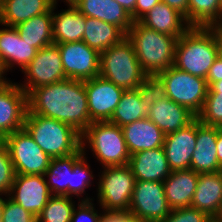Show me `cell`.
I'll return each mask as SVG.
<instances>
[{
	"instance_id": "18",
	"label": "cell",
	"mask_w": 222,
	"mask_h": 222,
	"mask_svg": "<svg viewBox=\"0 0 222 222\" xmlns=\"http://www.w3.org/2000/svg\"><path fill=\"white\" fill-rule=\"evenodd\" d=\"M128 166L136 181L163 182L172 172L163 147L132 154Z\"/></svg>"
},
{
	"instance_id": "25",
	"label": "cell",
	"mask_w": 222,
	"mask_h": 222,
	"mask_svg": "<svg viewBox=\"0 0 222 222\" xmlns=\"http://www.w3.org/2000/svg\"><path fill=\"white\" fill-rule=\"evenodd\" d=\"M199 173L191 169L172 171L163 181L166 200L171 209L190 207Z\"/></svg>"
},
{
	"instance_id": "47",
	"label": "cell",
	"mask_w": 222,
	"mask_h": 222,
	"mask_svg": "<svg viewBox=\"0 0 222 222\" xmlns=\"http://www.w3.org/2000/svg\"><path fill=\"white\" fill-rule=\"evenodd\" d=\"M216 147L218 162L222 166V128L218 131L217 134Z\"/></svg>"
},
{
	"instance_id": "9",
	"label": "cell",
	"mask_w": 222,
	"mask_h": 222,
	"mask_svg": "<svg viewBox=\"0 0 222 222\" xmlns=\"http://www.w3.org/2000/svg\"><path fill=\"white\" fill-rule=\"evenodd\" d=\"M15 174L44 175L52 158L46 154L23 128L3 138Z\"/></svg>"
},
{
	"instance_id": "37",
	"label": "cell",
	"mask_w": 222,
	"mask_h": 222,
	"mask_svg": "<svg viewBox=\"0 0 222 222\" xmlns=\"http://www.w3.org/2000/svg\"><path fill=\"white\" fill-rule=\"evenodd\" d=\"M15 170L4 143L0 145V195L8 196L15 178Z\"/></svg>"
},
{
	"instance_id": "54",
	"label": "cell",
	"mask_w": 222,
	"mask_h": 222,
	"mask_svg": "<svg viewBox=\"0 0 222 222\" xmlns=\"http://www.w3.org/2000/svg\"><path fill=\"white\" fill-rule=\"evenodd\" d=\"M131 222H144V221H139V220H132Z\"/></svg>"
},
{
	"instance_id": "48",
	"label": "cell",
	"mask_w": 222,
	"mask_h": 222,
	"mask_svg": "<svg viewBox=\"0 0 222 222\" xmlns=\"http://www.w3.org/2000/svg\"><path fill=\"white\" fill-rule=\"evenodd\" d=\"M6 73L7 72H6V70H5L3 64L0 60V86L8 84L11 81V80H7L5 77H3V76H5L4 74H6Z\"/></svg>"
},
{
	"instance_id": "43",
	"label": "cell",
	"mask_w": 222,
	"mask_h": 222,
	"mask_svg": "<svg viewBox=\"0 0 222 222\" xmlns=\"http://www.w3.org/2000/svg\"><path fill=\"white\" fill-rule=\"evenodd\" d=\"M220 80H222V60L217 57L212 67L209 69L206 81L209 86L211 83H215Z\"/></svg>"
},
{
	"instance_id": "24",
	"label": "cell",
	"mask_w": 222,
	"mask_h": 222,
	"mask_svg": "<svg viewBox=\"0 0 222 222\" xmlns=\"http://www.w3.org/2000/svg\"><path fill=\"white\" fill-rule=\"evenodd\" d=\"M121 128L130 155L163 147L166 135L148 117Z\"/></svg>"
},
{
	"instance_id": "31",
	"label": "cell",
	"mask_w": 222,
	"mask_h": 222,
	"mask_svg": "<svg viewBox=\"0 0 222 222\" xmlns=\"http://www.w3.org/2000/svg\"><path fill=\"white\" fill-rule=\"evenodd\" d=\"M148 109L141 104L138 89L124 90L121 100L110 119V123L123 127L147 117Z\"/></svg>"
},
{
	"instance_id": "13",
	"label": "cell",
	"mask_w": 222,
	"mask_h": 222,
	"mask_svg": "<svg viewBox=\"0 0 222 222\" xmlns=\"http://www.w3.org/2000/svg\"><path fill=\"white\" fill-rule=\"evenodd\" d=\"M91 122L110 121L124 90L100 75L85 80Z\"/></svg>"
},
{
	"instance_id": "30",
	"label": "cell",
	"mask_w": 222,
	"mask_h": 222,
	"mask_svg": "<svg viewBox=\"0 0 222 222\" xmlns=\"http://www.w3.org/2000/svg\"><path fill=\"white\" fill-rule=\"evenodd\" d=\"M84 41L89 47L101 53L120 42L126 34L116 25L86 16Z\"/></svg>"
},
{
	"instance_id": "42",
	"label": "cell",
	"mask_w": 222,
	"mask_h": 222,
	"mask_svg": "<svg viewBox=\"0 0 222 222\" xmlns=\"http://www.w3.org/2000/svg\"><path fill=\"white\" fill-rule=\"evenodd\" d=\"M133 217L128 212L104 211L101 222H131Z\"/></svg>"
},
{
	"instance_id": "1",
	"label": "cell",
	"mask_w": 222,
	"mask_h": 222,
	"mask_svg": "<svg viewBox=\"0 0 222 222\" xmlns=\"http://www.w3.org/2000/svg\"><path fill=\"white\" fill-rule=\"evenodd\" d=\"M28 109L69 124L81 134L92 124L82 80L65 79L34 89L28 95Z\"/></svg>"
},
{
	"instance_id": "34",
	"label": "cell",
	"mask_w": 222,
	"mask_h": 222,
	"mask_svg": "<svg viewBox=\"0 0 222 222\" xmlns=\"http://www.w3.org/2000/svg\"><path fill=\"white\" fill-rule=\"evenodd\" d=\"M197 118L205 125L222 128V91H207L203 109Z\"/></svg>"
},
{
	"instance_id": "50",
	"label": "cell",
	"mask_w": 222,
	"mask_h": 222,
	"mask_svg": "<svg viewBox=\"0 0 222 222\" xmlns=\"http://www.w3.org/2000/svg\"><path fill=\"white\" fill-rule=\"evenodd\" d=\"M2 195H0V222L2 219V215H3V208H4V197H1Z\"/></svg>"
},
{
	"instance_id": "15",
	"label": "cell",
	"mask_w": 222,
	"mask_h": 222,
	"mask_svg": "<svg viewBox=\"0 0 222 222\" xmlns=\"http://www.w3.org/2000/svg\"><path fill=\"white\" fill-rule=\"evenodd\" d=\"M8 196L23 209L38 217L52 194L44 175L18 174L15 175Z\"/></svg>"
},
{
	"instance_id": "5",
	"label": "cell",
	"mask_w": 222,
	"mask_h": 222,
	"mask_svg": "<svg viewBox=\"0 0 222 222\" xmlns=\"http://www.w3.org/2000/svg\"><path fill=\"white\" fill-rule=\"evenodd\" d=\"M99 75L123 90L138 88L148 76L127 36L100 53Z\"/></svg>"
},
{
	"instance_id": "36",
	"label": "cell",
	"mask_w": 222,
	"mask_h": 222,
	"mask_svg": "<svg viewBox=\"0 0 222 222\" xmlns=\"http://www.w3.org/2000/svg\"><path fill=\"white\" fill-rule=\"evenodd\" d=\"M83 155L74 165L71 172V197L82 196L85 189L91 185L94 179L93 171L90 170V165L87 163V158ZM82 194V195H81Z\"/></svg>"
},
{
	"instance_id": "39",
	"label": "cell",
	"mask_w": 222,
	"mask_h": 222,
	"mask_svg": "<svg viewBox=\"0 0 222 222\" xmlns=\"http://www.w3.org/2000/svg\"><path fill=\"white\" fill-rule=\"evenodd\" d=\"M210 218L205 212L193 207L173 209L167 217L159 222H210Z\"/></svg>"
},
{
	"instance_id": "35",
	"label": "cell",
	"mask_w": 222,
	"mask_h": 222,
	"mask_svg": "<svg viewBox=\"0 0 222 222\" xmlns=\"http://www.w3.org/2000/svg\"><path fill=\"white\" fill-rule=\"evenodd\" d=\"M137 89L141 104L147 109L166 97L165 84L158 76H147Z\"/></svg>"
},
{
	"instance_id": "11",
	"label": "cell",
	"mask_w": 222,
	"mask_h": 222,
	"mask_svg": "<svg viewBox=\"0 0 222 222\" xmlns=\"http://www.w3.org/2000/svg\"><path fill=\"white\" fill-rule=\"evenodd\" d=\"M25 84L19 87L29 95L34 89L68 79L62 66L61 55L55 44L41 48L22 71Z\"/></svg>"
},
{
	"instance_id": "41",
	"label": "cell",
	"mask_w": 222,
	"mask_h": 222,
	"mask_svg": "<svg viewBox=\"0 0 222 222\" xmlns=\"http://www.w3.org/2000/svg\"><path fill=\"white\" fill-rule=\"evenodd\" d=\"M161 0H136L134 21H139Z\"/></svg>"
},
{
	"instance_id": "28",
	"label": "cell",
	"mask_w": 222,
	"mask_h": 222,
	"mask_svg": "<svg viewBox=\"0 0 222 222\" xmlns=\"http://www.w3.org/2000/svg\"><path fill=\"white\" fill-rule=\"evenodd\" d=\"M86 155L82 148L73 155L67 157L52 158L44 177L52 195L71 197V172L73 165Z\"/></svg>"
},
{
	"instance_id": "22",
	"label": "cell",
	"mask_w": 222,
	"mask_h": 222,
	"mask_svg": "<svg viewBox=\"0 0 222 222\" xmlns=\"http://www.w3.org/2000/svg\"><path fill=\"white\" fill-rule=\"evenodd\" d=\"M71 3L85 16L116 25L125 34L133 25L131 15L115 0H71Z\"/></svg>"
},
{
	"instance_id": "49",
	"label": "cell",
	"mask_w": 222,
	"mask_h": 222,
	"mask_svg": "<svg viewBox=\"0 0 222 222\" xmlns=\"http://www.w3.org/2000/svg\"><path fill=\"white\" fill-rule=\"evenodd\" d=\"M208 87V91H222V80L211 83Z\"/></svg>"
},
{
	"instance_id": "23",
	"label": "cell",
	"mask_w": 222,
	"mask_h": 222,
	"mask_svg": "<svg viewBox=\"0 0 222 222\" xmlns=\"http://www.w3.org/2000/svg\"><path fill=\"white\" fill-rule=\"evenodd\" d=\"M139 22L149 29L177 38L191 27L182 13L162 1L157 3Z\"/></svg>"
},
{
	"instance_id": "46",
	"label": "cell",
	"mask_w": 222,
	"mask_h": 222,
	"mask_svg": "<svg viewBox=\"0 0 222 222\" xmlns=\"http://www.w3.org/2000/svg\"><path fill=\"white\" fill-rule=\"evenodd\" d=\"M119 5H121L127 13L131 15L132 20L134 21V10L136 0H115Z\"/></svg>"
},
{
	"instance_id": "10",
	"label": "cell",
	"mask_w": 222,
	"mask_h": 222,
	"mask_svg": "<svg viewBox=\"0 0 222 222\" xmlns=\"http://www.w3.org/2000/svg\"><path fill=\"white\" fill-rule=\"evenodd\" d=\"M171 211L163 182L136 181L128 211L134 220L159 222Z\"/></svg>"
},
{
	"instance_id": "40",
	"label": "cell",
	"mask_w": 222,
	"mask_h": 222,
	"mask_svg": "<svg viewBox=\"0 0 222 222\" xmlns=\"http://www.w3.org/2000/svg\"><path fill=\"white\" fill-rule=\"evenodd\" d=\"M78 198V210L74 207L71 222H101L103 212L99 214L94 208L93 199L86 196L80 201Z\"/></svg>"
},
{
	"instance_id": "6",
	"label": "cell",
	"mask_w": 222,
	"mask_h": 222,
	"mask_svg": "<svg viewBox=\"0 0 222 222\" xmlns=\"http://www.w3.org/2000/svg\"><path fill=\"white\" fill-rule=\"evenodd\" d=\"M82 149L88 143L102 167L128 165V151L122 128L109 121L92 122L81 134Z\"/></svg>"
},
{
	"instance_id": "51",
	"label": "cell",
	"mask_w": 222,
	"mask_h": 222,
	"mask_svg": "<svg viewBox=\"0 0 222 222\" xmlns=\"http://www.w3.org/2000/svg\"><path fill=\"white\" fill-rule=\"evenodd\" d=\"M218 222H222V208L219 215L215 218Z\"/></svg>"
},
{
	"instance_id": "27",
	"label": "cell",
	"mask_w": 222,
	"mask_h": 222,
	"mask_svg": "<svg viewBox=\"0 0 222 222\" xmlns=\"http://www.w3.org/2000/svg\"><path fill=\"white\" fill-rule=\"evenodd\" d=\"M50 0H0V24L15 27L31 17L49 12Z\"/></svg>"
},
{
	"instance_id": "44",
	"label": "cell",
	"mask_w": 222,
	"mask_h": 222,
	"mask_svg": "<svg viewBox=\"0 0 222 222\" xmlns=\"http://www.w3.org/2000/svg\"><path fill=\"white\" fill-rule=\"evenodd\" d=\"M163 3L169 5L171 8L176 9L182 13L188 22V3L189 0H161Z\"/></svg>"
},
{
	"instance_id": "3",
	"label": "cell",
	"mask_w": 222,
	"mask_h": 222,
	"mask_svg": "<svg viewBox=\"0 0 222 222\" xmlns=\"http://www.w3.org/2000/svg\"><path fill=\"white\" fill-rule=\"evenodd\" d=\"M126 36L132 42L137 59L148 76H157L174 64L177 37L159 33L133 21Z\"/></svg>"
},
{
	"instance_id": "29",
	"label": "cell",
	"mask_w": 222,
	"mask_h": 222,
	"mask_svg": "<svg viewBox=\"0 0 222 222\" xmlns=\"http://www.w3.org/2000/svg\"><path fill=\"white\" fill-rule=\"evenodd\" d=\"M21 39L38 50L54 44L53 7L49 12L31 17L15 26Z\"/></svg>"
},
{
	"instance_id": "4",
	"label": "cell",
	"mask_w": 222,
	"mask_h": 222,
	"mask_svg": "<svg viewBox=\"0 0 222 222\" xmlns=\"http://www.w3.org/2000/svg\"><path fill=\"white\" fill-rule=\"evenodd\" d=\"M23 128L51 158L67 157L82 148L81 133L71 125L33 114L29 109Z\"/></svg>"
},
{
	"instance_id": "8",
	"label": "cell",
	"mask_w": 222,
	"mask_h": 222,
	"mask_svg": "<svg viewBox=\"0 0 222 222\" xmlns=\"http://www.w3.org/2000/svg\"><path fill=\"white\" fill-rule=\"evenodd\" d=\"M157 76L165 84L166 96L170 100L187 107L196 116L202 111L209 88L205 78L191 75L173 65Z\"/></svg>"
},
{
	"instance_id": "26",
	"label": "cell",
	"mask_w": 222,
	"mask_h": 222,
	"mask_svg": "<svg viewBox=\"0 0 222 222\" xmlns=\"http://www.w3.org/2000/svg\"><path fill=\"white\" fill-rule=\"evenodd\" d=\"M57 4L53 5V40L54 44L82 41L86 30V16L80 13L71 3L68 9L61 13L54 12Z\"/></svg>"
},
{
	"instance_id": "17",
	"label": "cell",
	"mask_w": 222,
	"mask_h": 222,
	"mask_svg": "<svg viewBox=\"0 0 222 222\" xmlns=\"http://www.w3.org/2000/svg\"><path fill=\"white\" fill-rule=\"evenodd\" d=\"M221 127L201 123L197 118V136L190 169L196 173H216L222 170L217 158V134Z\"/></svg>"
},
{
	"instance_id": "12",
	"label": "cell",
	"mask_w": 222,
	"mask_h": 222,
	"mask_svg": "<svg viewBox=\"0 0 222 222\" xmlns=\"http://www.w3.org/2000/svg\"><path fill=\"white\" fill-rule=\"evenodd\" d=\"M60 52L66 77L88 80L99 76L100 53L84 41L55 44Z\"/></svg>"
},
{
	"instance_id": "14",
	"label": "cell",
	"mask_w": 222,
	"mask_h": 222,
	"mask_svg": "<svg viewBox=\"0 0 222 222\" xmlns=\"http://www.w3.org/2000/svg\"><path fill=\"white\" fill-rule=\"evenodd\" d=\"M28 110V95L18 83L0 86V136L23 129Z\"/></svg>"
},
{
	"instance_id": "21",
	"label": "cell",
	"mask_w": 222,
	"mask_h": 222,
	"mask_svg": "<svg viewBox=\"0 0 222 222\" xmlns=\"http://www.w3.org/2000/svg\"><path fill=\"white\" fill-rule=\"evenodd\" d=\"M191 207L215 219L222 208V171L200 173Z\"/></svg>"
},
{
	"instance_id": "16",
	"label": "cell",
	"mask_w": 222,
	"mask_h": 222,
	"mask_svg": "<svg viewBox=\"0 0 222 222\" xmlns=\"http://www.w3.org/2000/svg\"><path fill=\"white\" fill-rule=\"evenodd\" d=\"M196 136L197 117L187 126L165 136L163 148L171 171L190 169Z\"/></svg>"
},
{
	"instance_id": "45",
	"label": "cell",
	"mask_w": 222,
	"mask_h": 222,
	"mask_svg": "<svg viewBox=\"0 0 222 222\" xmlns=\"http://www.w3.org/2000/svg\"><path fill=\"white\" fill-rule=\"evenodd\" d=\"M215 33L217 56L222 60V25L210 27Z\"/></svg>"
},
{
	"instance_id": "19",
	"label": "cell",
	"mask_w": 222,
	"mask_h": 222,
	"mask_svg": "<svg viewBox=\"0 0 222 222\" xmlns=\"http://www.w3.org/2000/svg\"><path fill=\"white\" fill-rule=\"evenodd\" d=\"M5 27L0 29V60L6 72L15 64L23 71L36 56L38 49L23 41L15 27Z\"/></svg>"
},
{
	"instance_id": "7",
	"label": "cell",
	"mask_w": 222,
	"mask_h": 222,
	"mask_svg": "<svg viewBox=\"0 0 222 222\" xmlns=\"http://www.w3.org/2000/svg\"><path fill=\"white\" fill-rule=\"evenodd\" d=\"M98 180L97 197L103 212H128L136 184L130 167H103Z\"/></svg>"
},
{
	"instance_id": "55",
	"label": "cell",
	"mask_w": 222,
	"mask_h": 222,
	"mask_svg": "<svg viewBox=\"0 0 222 222\" xmlns=\"http://www.w3.org/2000/svg\"><path fill=\"white\" fill-rule=\"evenodd\" d=\"M210 222H218L216 219H212Z\"/></svg>"
},
{
	"instance_id": "52",
	"label": "cell",
	"mask_w": 222,
	"mask_h": 222,
	"mask_svg": "<svg viewBox=\"0 0 222 222\" xmlns=\"http://www.w3.org/2000/svg\"><path fill=\"white\" fill-rule=\"evenodd\" d=\"M53 4H57V0H50ZM64 2H66L67 4L70 2V0H65Z\"/></svg>"
},
{
	"instance_id": "38",
	"label": "cell",
	"mask_w": 222,
	"mask_h": 222,
	"mask_svg": "<svg viewBox=\"0 0 222 222\" xmlns=\"http://www.w3.org/2000/svg\"><path fill=\"white\" fill-rule=\"evenodd\" d=\"M1 222H37V217L6 196Z\"/></svg>"
},
{
	"instance_id": "2",
	"label": "cell",
	"mask_w": 222,
	"mask_h": 222,
	"mask_svg": "<svg viewBox=\"0 0 222 222\" xmlns=\"http://www.w3.org/2000/svg\"><path fill=\"white\" fill-rule=\"evenodd\" d=\"M217 57L214 31L210 27H190L177 39L173 66L206 79Z\"/></svg>"
},
{
	"instance_id": "20",
	"label": "cell",
	"mask_w": 222,
	"mask_h": 222,
	"mask_svg": "<svg viewBox=\"0 0 222 222\" xmlns=\"http://www.w3.org/2000/svg\"><path fill=\"white\" fill-rule=\"evenodd\" d=\"M147 117L168 135L187 126L197 116L187 107L175 103L166 96L148 109Z\"/></svg>"
},
{
	"instance_id": "33",
	"label": "cell",
	"mask_w": 222,
	"mask_h": 222,
	"mask_svg": "<svg viewBox=\"0 0 222 222\" xmlns=\"http://www.w3.org/2000/svg\"><path fill=\"white\" fill-rule=\"evenodd\" d=\"M74 202L72 197L52 195L37 217V222H71Z\"/></svg>"
},
{
	"instance_id": "53",
	"label": "cell",
	"mask_w": 222,
	"mask_h": 222,
	"mask_svg": "<svg viewBox=\"0 0 222 222\" xmlns=\"http://www.w3.org/2000/svg\"><path fill=\"white\" fill-rule=\"evenodd\" d=\"M3 143V138L0 136V145Z\"/></svg>"
},
{
	"instance_id": "32",
	"label": "cell",
	"mask_w": 222,
	"mask_h": 222,
	"mask_svg": "<svg viewBox=\"0 0 222 222\" xmlns=\"http://www.w3.org/2000/svg\"><path fill=\"white\" fill-rule=\"evenodd\" d=\"M188 24L191 27L222 25L220 0H189Z\"/></svg>"
}]
</instances>
